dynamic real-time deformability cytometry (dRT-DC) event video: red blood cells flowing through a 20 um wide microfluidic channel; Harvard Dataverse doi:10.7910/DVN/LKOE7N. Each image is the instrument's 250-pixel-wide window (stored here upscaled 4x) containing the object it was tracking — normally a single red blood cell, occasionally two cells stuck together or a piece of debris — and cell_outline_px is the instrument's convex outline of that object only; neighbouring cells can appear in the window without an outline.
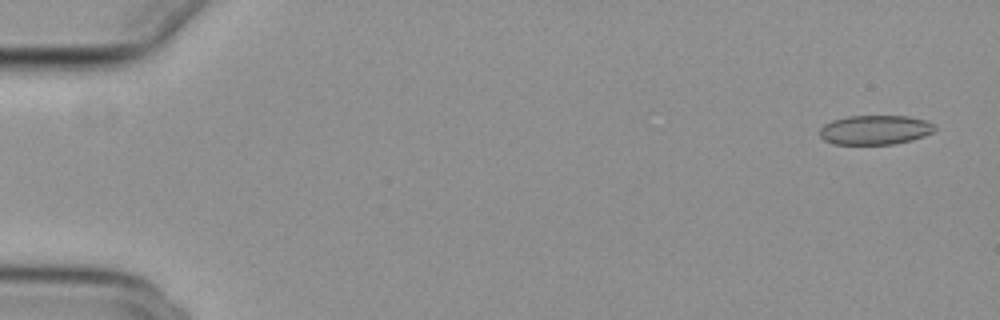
{"species": "common noctule bat (a hibernating species)", "species_latin": "Nyctalus noctula", "temperature_condition": "cold", "stored_images_in_passage": 56, "camera_frame_rate_fps": 3000, "um_per_image_px": 0.085, "animal": {"sex": "female", "body_mass_g": 29.2, "forearm_length_mm": 56.3}, "frame": {"image": 1, "passage_image": 3, "time_ms": 0.667, "image_size_px": [1000, 320], "cell_outline_px": [[936, 128], [932, 132], [924, 136], [912, 140], [892, 144], [832, 144], [824, 140], [820, 136], [820, 128], [824, 124], [832, 120], [848, 116], [908, 116], [928, 120]], "centroid_in_image_um": [74.37, 11.04], "position_along_channel_um": 10.6, "area_um2": 19.77}}
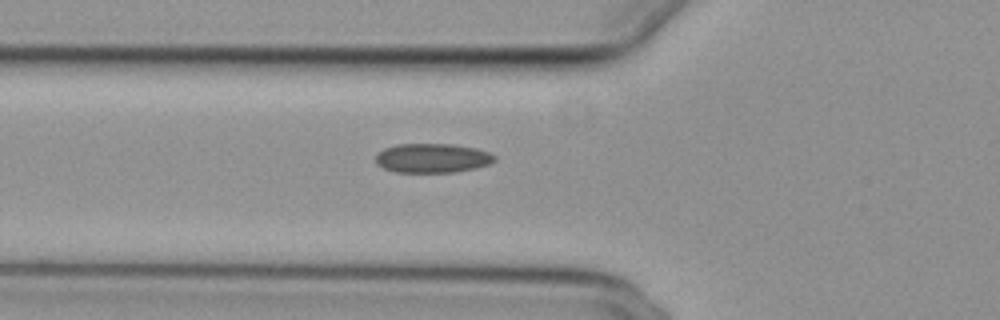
{"frame": {"image": 2, "passage_image": 21, "time_ms": 6.667, "image_size_px": [1000, 320], "cell_outline_px": [[496, 160], [488, 164], [476, 168], [452, 172], [396, 172], [384, 168], [376, 164], [376, 156], [384, 148], [396, 144], [452, 144], [476, 148], [488, 152], [496, 156]], "centroid_in_image_um": [36.75, 13.43], "position_along_channel_um": 89.0, "area_um2": 20.23}}
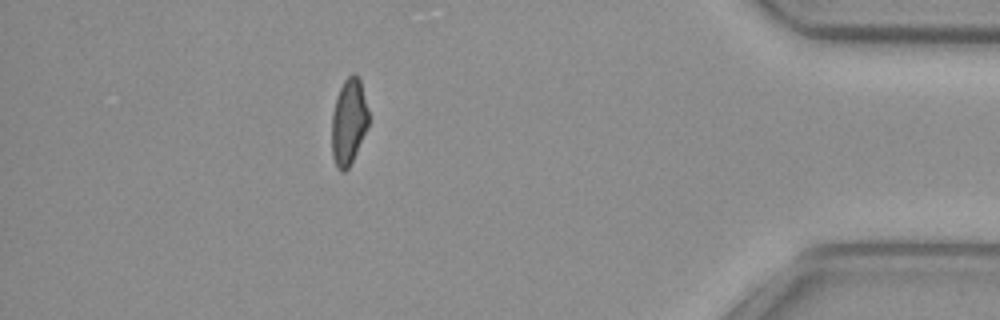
{"frame": {"image": 3, "passage_image": 50, "time_ms": 16.333, "image_size_px": [1000, 320], "cell_outline_px": [[368, 124], [356, 152], [348, 168], [344, 172], [340, 172], [336, 168], [332, 156], [332, 112], [336, 96], [344, 80], [352, 72], [356, 72], [360, 80], [368, 112]], "centroid_in_image_um": [29.61, 10.34], "position_along_channel_um": 405.6, "area_um2": 18.38}, "authors_computed_cell_mechanics": {"area_um2": 19.9988, "velocity_mm_per_s": 3.7394, "shape_relaxation_time_tau1_ms": null, "shape_relaxation_time_tau2_ms": 3.6178, "deformation_change_tau1": null, "deformation_change_tau2": 0.1031}}